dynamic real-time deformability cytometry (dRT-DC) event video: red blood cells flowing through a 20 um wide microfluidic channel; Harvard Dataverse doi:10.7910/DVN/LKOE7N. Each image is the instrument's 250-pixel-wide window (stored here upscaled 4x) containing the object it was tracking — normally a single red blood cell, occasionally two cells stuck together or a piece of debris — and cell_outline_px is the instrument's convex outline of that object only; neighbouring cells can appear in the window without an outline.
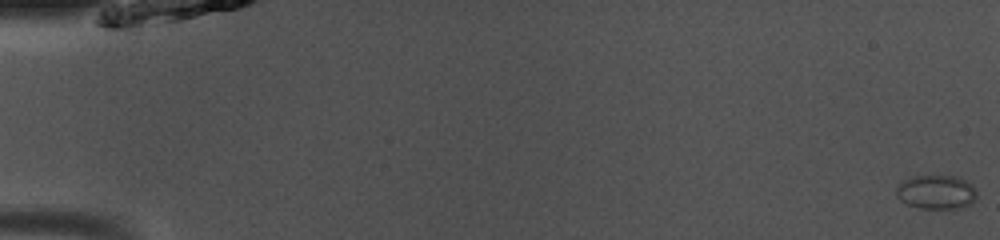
{"species": "common noctule bat (a hibernating species)", "species_latin": "Nyctalus noctula", "temperature_condition": "room temperature", "stored_images_in_passage": 50, "camera_frame_rate_fps": 3000, "um_per_image_px": 0.085, "animal": {"sex": "male", "body_mass_g": 13.0, "forearm_length_mm": 53.1}, "frame": {"image": 1, "passage_image": 1, "time_ms": 0.0, "image_size_px": [1000, 240], "cell_outline_px": [[976, 200], [964, 208], [920, 208], [908, 204], [900, 200], [896, 196], [896, 188], [904, 180], [912, 176], [956, 176], [972, 184], [976, 192]], "centroid_in_image_um": [79.6, 16.33], "position_along_channel_um": 5.4, "area_um2": 15.95}}
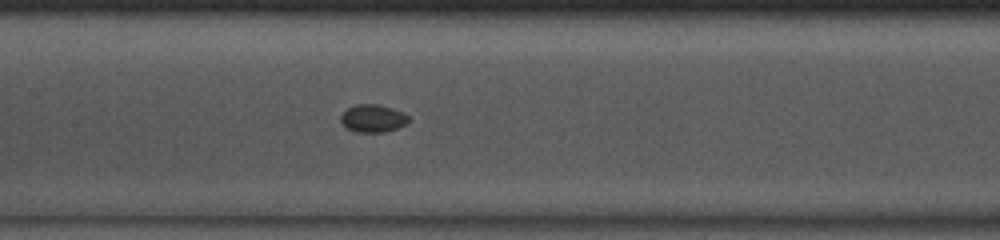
{"frame": {"image": 2, "passage_image": 25, "time_ms": 8.0, "image_size_px": [1000, 240], "cell_outline_px": [[408, 124], [384, 132], [356, 132], [348, 128], [340, 120], [340, 116], [348, 108], [356, 104], [380, 104], [392, 108], [408, 116]], "centroid_in_image_um": [31.7, 10.06], "position_along_channel_um": 175.7, "area_um2": 10.81}}
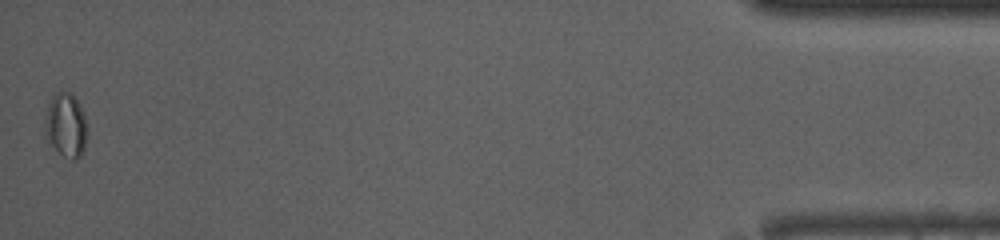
{"frame": {"image": 3, "passage_image": 50, "time_ms": 16.333, "image_size_px": [1000, 240], "cell_outline_px": [[88, 136], [84, 148], [80, 156], [76, 160], [72, 160], [64, 156], [48, 140], [44, 132], [44, 128], [48, 104], [52, 96], [56, 92], [68, 92], [80, 104], [84, 116]], "centroid_in_image_um": [5.61, 10.65], "position_along_channel_um": 429.6, "area_um2": 15.61}}